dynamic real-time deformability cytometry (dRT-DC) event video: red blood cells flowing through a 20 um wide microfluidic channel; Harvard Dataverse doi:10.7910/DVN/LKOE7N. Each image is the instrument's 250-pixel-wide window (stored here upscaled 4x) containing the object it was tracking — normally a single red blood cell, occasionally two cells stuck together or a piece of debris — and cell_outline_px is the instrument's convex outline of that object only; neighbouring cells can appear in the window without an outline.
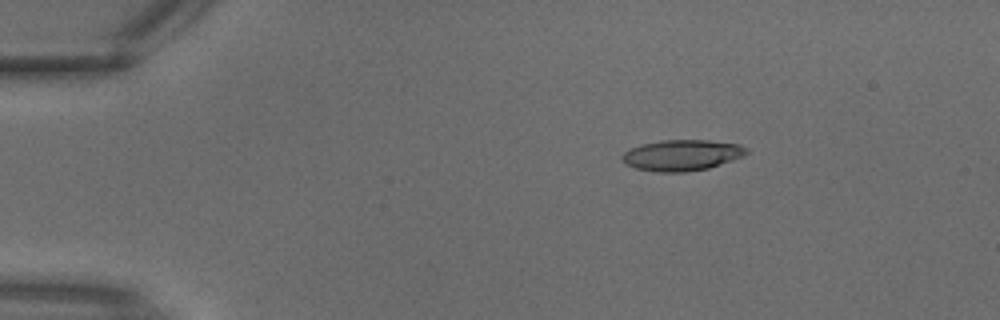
{"species": "common noctule bat (a hibernating species)", "species_latin": "Nyctalus noctula", "temperature_condition": "warm", "stored_images_in_passage": 2, "camera_frame_rate_fps": 3000, "um_per_image_px": 0.085, "animal": {"sex": "male", "body_mass_g": 18.8}, "frame": {"image": 1, "passage_image": 2, "time_ms": 0.333, "image_size_px": [1000, 320], "cell_outline_px": [[748, 152], [744, 156], [708, 168], [684, 172], [656, 172], [636, 168], [624, 164], [620, 160], [620, 156], [624, 152], [640, 144], [660, 140], [708, 140], [740, 144], [748, 148]], "centroid_in_image_um": [57.93, 13.18], "position_along_channel_um": 27.1, "area_um2": 22.6}}